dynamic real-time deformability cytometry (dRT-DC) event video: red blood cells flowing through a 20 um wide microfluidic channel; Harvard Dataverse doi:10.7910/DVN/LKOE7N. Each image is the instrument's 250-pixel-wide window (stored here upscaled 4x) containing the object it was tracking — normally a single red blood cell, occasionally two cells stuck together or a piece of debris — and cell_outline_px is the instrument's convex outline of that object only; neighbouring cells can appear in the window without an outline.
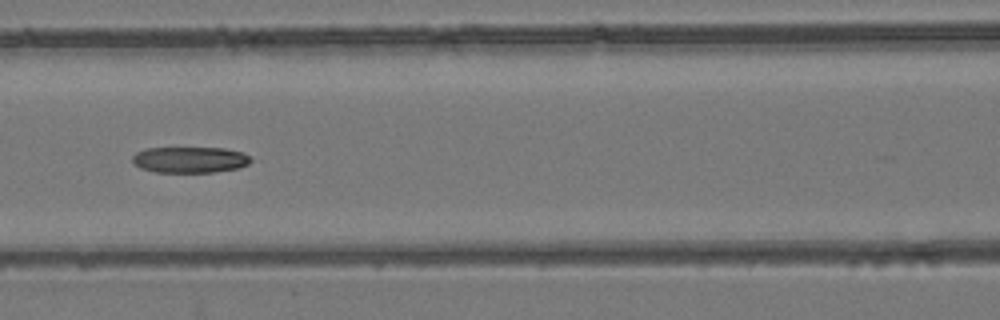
{"species": "common noctule bat (a hibernating species)", "species_latin": "Nyctalus noctula", "temperature_condition": "room temperature", "stored_images_in_passage": 6, "camera_frame_rate_fps": 3000, "um_per_image_px": 0.085, "animal": {"sex": "female", "body_mass_g": 24.6, "forearm_length_mm": 56.2}, "frame": {"image": 1, "passage_image": 6, "time_ms": 5.667, "image_size_px": [1000, 320], "cell_outline_px": [[252, 160], [248, 164], [240, 168], [212, 172], [156, 172], [140, 168], [132, 160], [132, 156], [136, 152], [148, 148], [224, 148], [244, 152]], "centroid_in_image_um": [16.16, 13.57], "position_along_channel_um": 150.4, "area_um2": 17.98}}